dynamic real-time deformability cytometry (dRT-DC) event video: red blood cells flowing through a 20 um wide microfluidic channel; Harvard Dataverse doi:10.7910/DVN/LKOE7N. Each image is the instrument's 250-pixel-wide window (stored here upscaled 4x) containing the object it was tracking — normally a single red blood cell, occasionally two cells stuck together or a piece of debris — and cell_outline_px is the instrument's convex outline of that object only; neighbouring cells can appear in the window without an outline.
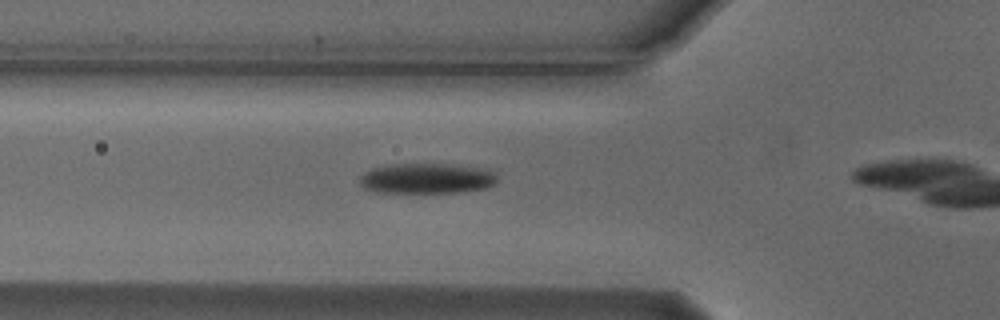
{"species": "Egyptian fruit bat (a non-hibernating species)", "species_latin": "Rousettus aegyptiacus", "temperature_condition": "cold", "stored_images_in_passage": 12, "camera_frame_rate_fps": 3000, "um_per_image_px": 0.085, "animal": {"sex": "male"}, "frame": {"image": 1, "passage_image": 4, "time_ms": 1.0, "image_size_px": [1000, 320], "cell_outline_px": [[496, 184], [488, 188], [456, 192], [376, 192], [364, 188], [360, 184], [360, 176], [364, 172], [372, 168], [388, 164], [452, 164], [488, 168], [496, 176]], "centroid_in_image_um": [36.29, 15.15], "position_along_channel_um": 89.5, "area_um2": 24.51}}
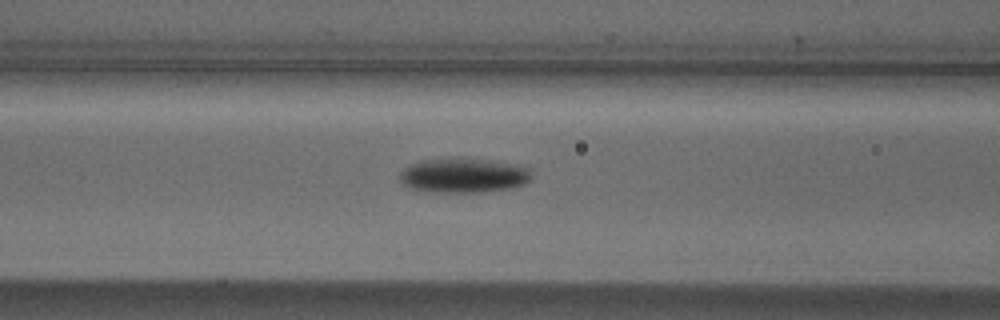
{"frame": {"image": 2, "passage_image": 7, "time_ms": 2.0, "image_size_px": [1000, 320], "cell_outline_px": [[532, 176], [524, 184], [512, 188], [484, 192], [424, 192], [408, 188], [400, 180], [400, 172], [408, 164], [416, 160], [452, 156], [456, 156], [488, 160], [516, 164], [528, 168]], "centroid_in_image_um": [39.33, 14.89], "position_along_channel_um": 127.3, "area_um2": 27.46}}
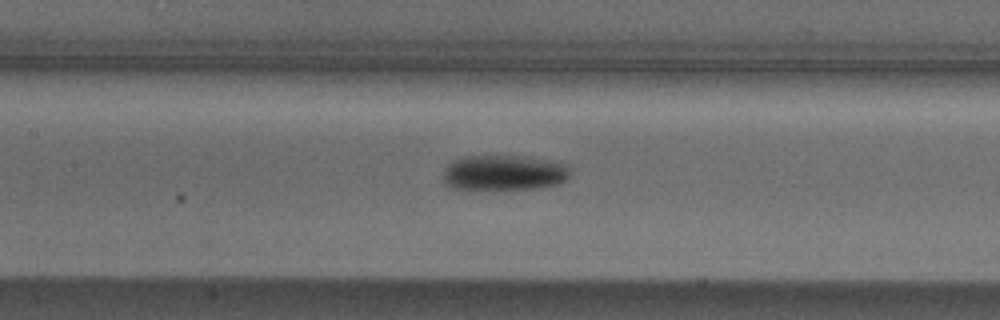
{"frame": {"image": 3, "passage_image": 10, "time_ms": 3.0, "image_size_px": [1000, 320], "cell_outline_px": [[568, 180], [560, 184], [536, 188], [448, 188], [444, 184], [444, 172], [448, 164], [460, 156], [524, 156], [552, 160], [568, 164]], "centroid_in_image_um": [42.86, 14.66], "position_along_channel_um": 164.5, "area_um2": 26.13}}